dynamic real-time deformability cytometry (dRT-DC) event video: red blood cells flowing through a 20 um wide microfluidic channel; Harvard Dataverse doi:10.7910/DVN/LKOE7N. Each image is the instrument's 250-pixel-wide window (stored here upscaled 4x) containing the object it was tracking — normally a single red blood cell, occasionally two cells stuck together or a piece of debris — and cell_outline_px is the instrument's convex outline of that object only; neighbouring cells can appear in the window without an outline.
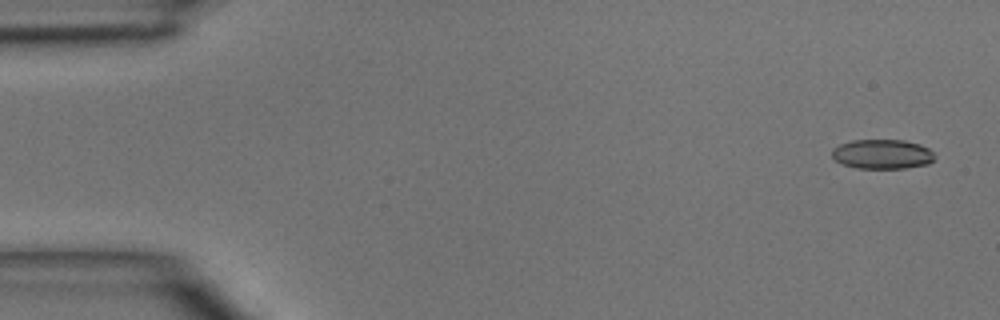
{"species": "common noctule bat (a hibernating species)", "species_latin": "Nyctalus noctula", "temperature_condition": "room temperature", "stored_images_in_passage": 10, "camera_frame_rate_fps": 3000, "um_per_image_px": 0.085, "animal": {"sex": "male", "body_mass_g": 15.6}, "frame": {"image": 1, "passage_image": 2, "time_ms": 0.333, "image_size_px": [1000, 320], "cell_outline_px": [[936, 156], [928, 164], [904, 168], [856, 168], [844, 164], [836, 160], [832, 156], [832, 148], [840, 144], [852, 140], [904, 140], [920, 144], [928, 148]], "centroid_in_image_um": [75.0, 13.09], "position_along_channel_um": 10.0, "area_um2": 17.63}}